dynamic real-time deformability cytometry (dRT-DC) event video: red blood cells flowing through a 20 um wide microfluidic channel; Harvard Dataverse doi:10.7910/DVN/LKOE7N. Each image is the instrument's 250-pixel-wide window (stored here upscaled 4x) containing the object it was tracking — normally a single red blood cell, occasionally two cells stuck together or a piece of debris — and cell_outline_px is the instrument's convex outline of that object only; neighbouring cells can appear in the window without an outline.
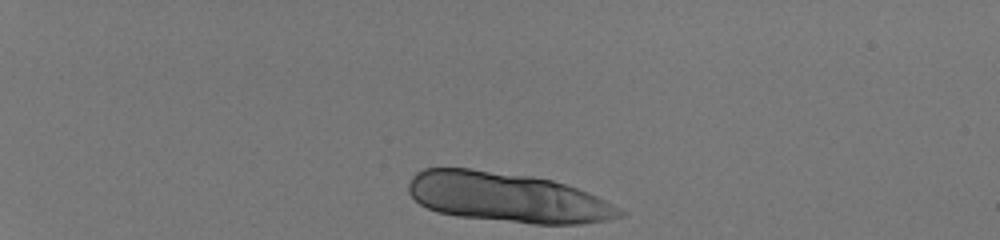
{"species": "human", "species_latin": "Homo sapiens", "temperature_condition": "room temperature", "stored_images_in_passage": 12, "camera_frame_rate_fps": 3000, "um_per_image_px": 0.085, "donor": {"sex": "male"}, "frame": {"image": 1, "passage_image": 1, "time_ms": 0.0, "image_size_px": [1000, 240], "cell_outline_px": [[628, 212], [624, 216], [608, 220], [584, 224], [532, 224], [456, 216], [436, 212], [420, 204], [408, 192], [408, 184], [412, 176], [416, 172], [424, 168], [472, 168], [532, 176], [552, 180], [588, 192]], "centroid_in_image_um": [43.13, 16.79], "position_along_channel_um": 41.9, "area_um2": 61.61}}